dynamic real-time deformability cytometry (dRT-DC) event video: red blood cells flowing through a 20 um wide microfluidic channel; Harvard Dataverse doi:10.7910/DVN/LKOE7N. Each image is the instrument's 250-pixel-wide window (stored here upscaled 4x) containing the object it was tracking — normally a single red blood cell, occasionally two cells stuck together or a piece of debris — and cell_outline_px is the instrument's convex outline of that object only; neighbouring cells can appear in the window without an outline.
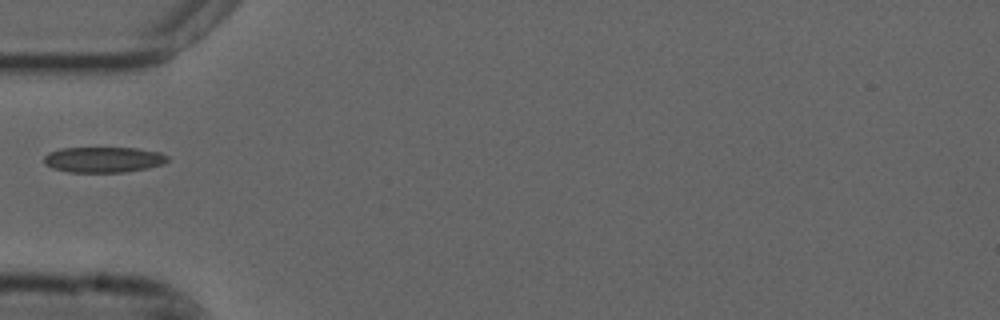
{"species": "common noctule bat (a hibernating species)", "species_latin": "Nyctalus noctula", "temperature_condition": "cold", "stored_images_in_passage": 38, "camera_frame_rate_fps": 3000, "um_per_image_px": 0.085, "animal": {"sex": "male", "forearm_length_mm": 52.5}, "frame": {"image": 1, "passage_image": 1, "time_ms": 0.0, "image_size_px": [1000, 320], "cell_outline_px": [[168, 160], [164, 164], [148, 168], [124, 172], [68, 172], [52, 168], [44, 164], [44, 156], [48, 152], [60, 148], [136, 148], [160, 152], [168, 156]], "centroid_in_image_um": [8.78, 13.57], "position_along_channel_um": 76.2, "area_um2": 18.55}}
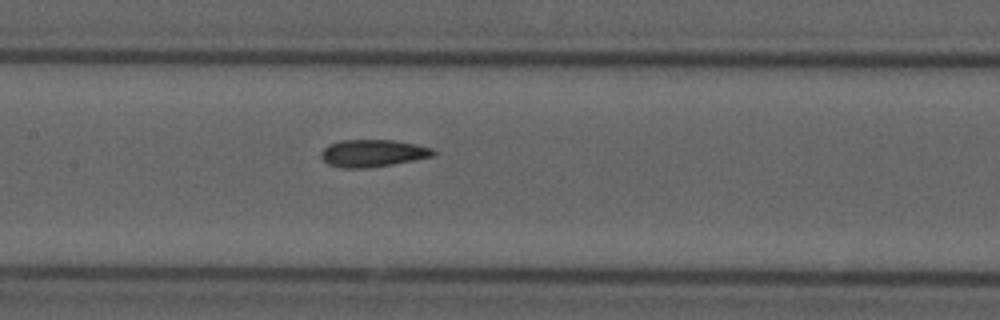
{"frame": {"image": 2, "passage_image": 9, "time_ms": 2.667, "image_size_px": [1000, 320], "cell_outline_px": [[436, 152], [432, 156], [392, 164], [368, 168], [340, 168], [328, 164], [320, 156], [320, 152], [328, 144], [340, 140], [392, 140], [416, 144], [432, 148]], "centroid_in_image_um": [31.63, 13.02], "position_along_channel_um": 175.8, "area_um2": 17.8}}
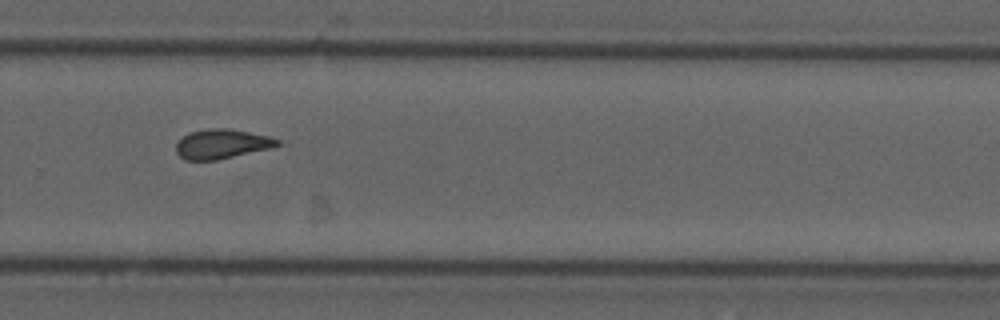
{"frame": {"image": 3, "passage_image": 20, "time_ms": 6.333, "image_size_px": [1000, 320], "cell_outline_px": [[280, 144], [272, 148], [216, 160], [184, 160], [176, 152], [176, 144], [188, 132], [208, 128], [224, 128], [248, 132], [268, 136], [280, 140]], "centroid_in_image_um": [18.84, 12.24], "position_along_channel_um": 311.0, "area_um2": 17.34}}